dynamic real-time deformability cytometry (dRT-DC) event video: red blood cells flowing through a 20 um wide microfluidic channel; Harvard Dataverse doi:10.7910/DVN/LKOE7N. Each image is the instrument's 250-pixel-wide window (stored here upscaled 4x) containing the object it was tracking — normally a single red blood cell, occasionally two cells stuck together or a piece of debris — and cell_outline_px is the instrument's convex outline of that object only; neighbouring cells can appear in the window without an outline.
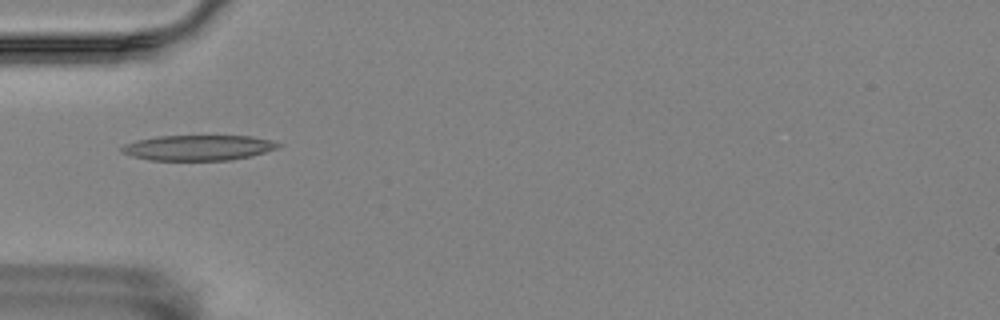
{"species": "Egyptian fruit bat (a non-hibernating species)", "species_latin": "Rousettus aegyptiacus", "temperature_condition": "room temperature", "stored_images_in_passage": 7, "camera_frame_rate_fps": 3000, "um_per_image_px": 0.085, "animal": {"sex": "female"}, "frame": {"image": 1, "passage_image": 4, "time_ms": 1.0, "image_size_px": [1000, 320], "cell_outline_px": [[280, 144], [276, 148], [252, 156], [232, 160], [148, 160], [132, 156], [124, 152], [120, 148], [124, 144], [136, 140], [156, 136], [252, 136], [272, 140]], "centroid_in_image_um": [16.84, 12.55], "position_along_channel_um": 68.2, "area_um2": 23.06}}
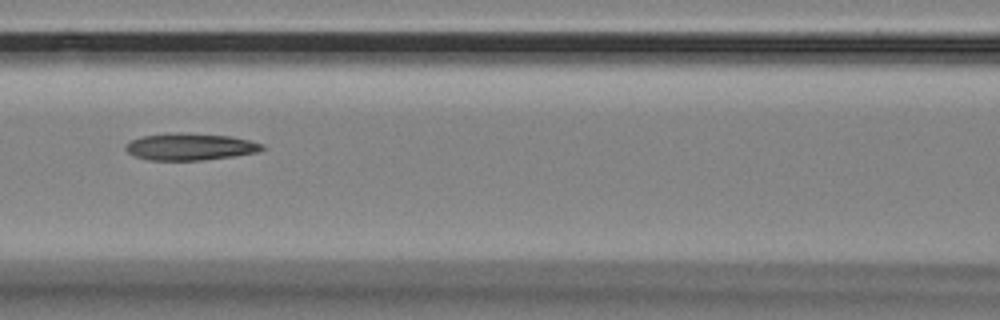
{"frame": {"image": 2, "passage_image": 6, "time_ms": 1.667, "image_size_px": [1000, 320], "cell_outline_px": [[268, 148], [256, 152], [232, 156], [204, 160], [148, 160], [136, 156], [128, 152], [124, 148], [132, 140], [144, 136], [176, 132], [180, 132], [232, 136], [264, 144]], "centroid_in_image_um": [16.21, 12.47], "position_along_channel_um": 150.4, "area_um2": 21.33}}
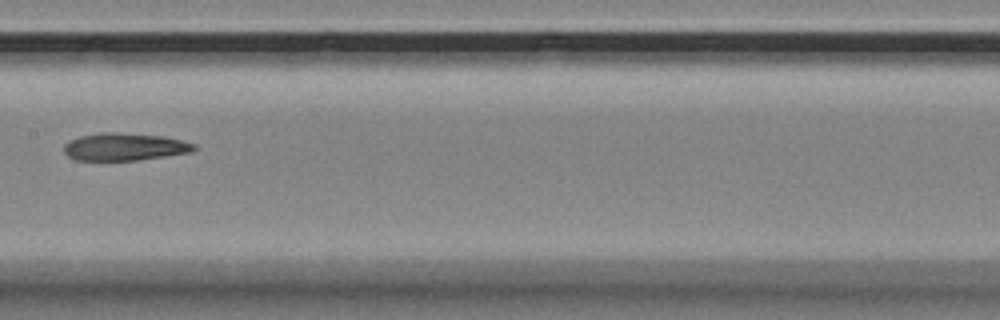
{"frame": {"image": 3, "passage_image": 7, "time_ms": 2.0, "image_size_px": [1000, 320], "cell_outline_px": [[196, 148], [192, 152], [136, 160], [76, 160], [68, 156], [64, 152], [64, 144], [80, 136], [100, 132], [116, 132], [164, 136], [196, 144]], "centroid_in_image_um": [10.59, 12.47], "position_along_channel_um": 196.8, "area_um2": 20.75}}